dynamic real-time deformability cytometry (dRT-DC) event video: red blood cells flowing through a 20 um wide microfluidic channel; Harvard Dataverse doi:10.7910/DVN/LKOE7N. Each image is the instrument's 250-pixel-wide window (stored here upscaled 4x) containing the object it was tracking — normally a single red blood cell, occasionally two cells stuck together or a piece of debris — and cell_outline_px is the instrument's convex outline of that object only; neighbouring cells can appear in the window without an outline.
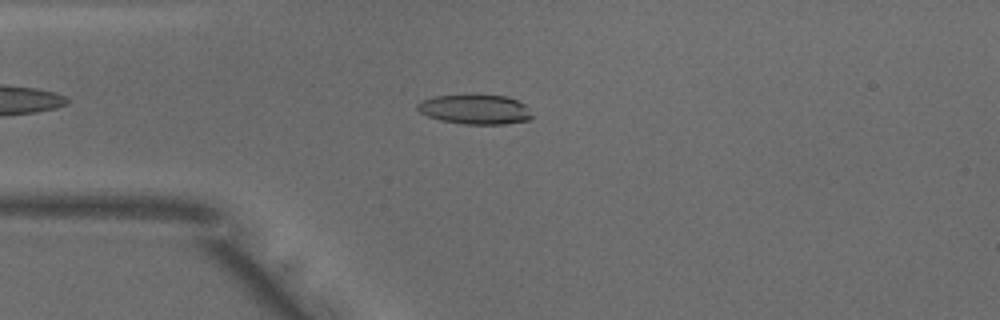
{"species": "common noctule bat (a hibernating species)", "species_latin": "Nyctalus noctula", "temperature_condition": "warm", "stored_images_in_passage": 47, "camera_frame_rate_fps": 3000, "um_per_image_px": 0.085, "animal": {"sex": "male", "body_mass_g": 18.8}, "frame": {"image": 1, "passage_image": 9, "time_ms": 2.667, "image_size_px": [1000, 320], "cell_outline_px": [[532, 116], [528, 120], [504, 124], [464, 124], [440, 120], [428, 116], [420, 112], [416, 108], [416, 104], [432, 96], [508, 96], [524, 104]], "centroid_in_image_um": [40.36, 9.31], "position_along_channel_um": 44.6, "area_um2": 19.36}}
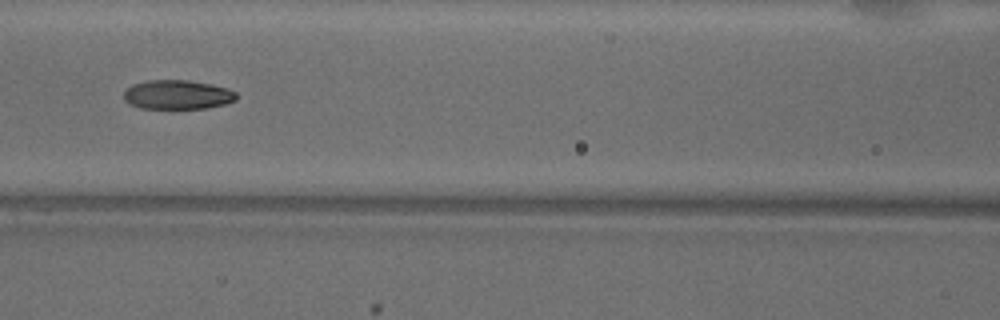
{"frame": {"image": 2, "passage_image": 18, "time_ms": 5.667, "image_size_px": [1000, 320], "cell_outline_px": [[236, 100], [224, 104], [204, 108], [140, 108], [128, 104], [124, 100], [124, 92], [132, 84], [148, 80], [188, 80], [212, 84], [236, 92]], "centroid_in_image_um": [15.04, 8.04], "position_along_channel_um": 151.6, "area_um2": 19.07}}
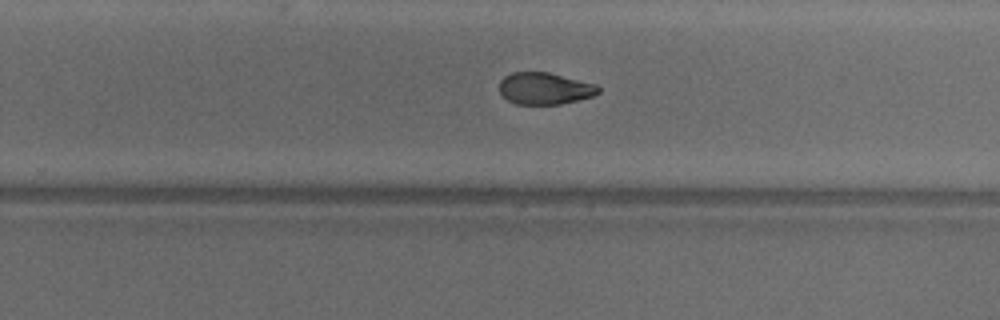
{"frame": {"image": 3, "passage_image": 28, "time_ms": 9.0, "image_size_px": [1000, 320], "cell_outline_px": [[600, 92], [592, 96], [560, 104], [516, 104], [500, 96], [500, 80], [504, 76], [512, 72], [548, 72], [596, 84], [600, 88]], "centroid_in_image_um": [46.27, 7.52], "position_along_channel_um": 283.5, "area_um2": 18.38}, "authors_computed_cell_mechanics": {"area_um2": 19.8832, "velocity_mm_per_s": 3.9713, "shape_relaxation_time_tau1_ms": 9.9566, "shape_relaxation_time_tau2_ms": 2.4497, "deformation_change_tau1": 0.2696, "deformation_change_tau2": 0.0689}}